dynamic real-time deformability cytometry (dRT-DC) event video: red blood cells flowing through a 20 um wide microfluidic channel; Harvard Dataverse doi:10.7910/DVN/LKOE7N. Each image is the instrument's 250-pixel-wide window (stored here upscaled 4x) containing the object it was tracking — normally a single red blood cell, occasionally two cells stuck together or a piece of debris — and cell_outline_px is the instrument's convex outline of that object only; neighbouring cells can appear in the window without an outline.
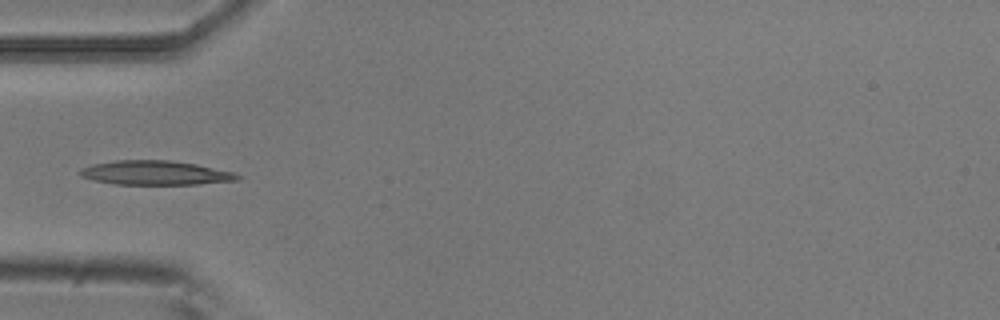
{"species": "common noctule bat (a hibernating species)", "species_latin": "Nyctalus noctula", "temperature_condition": "room temperature", "stored_images_in_passage": 6, "camera_frame_rate_fps": 3000, "um_per_image_px": 0.085, "animal": {"sex": "male", "body_mass_g": 20.5, "forearm_length_mm": 52.5}, "frame": {"image": 1, "passage_image": 4, "time_ms": 1.0, "image_size_px": [1000, 320], "cell_outline_px": [[240, 176], [236, 180], [196, 184], [112, 184], [80, 176], [76, 172], [80, 168], [92, 164], [116, 160], [172, 160], [196, 164], [236, 172]], "centroid_in_image_um": [13.16, 14.68], "position_along_channel_um": 71.8, "area_um2": 22.25}}
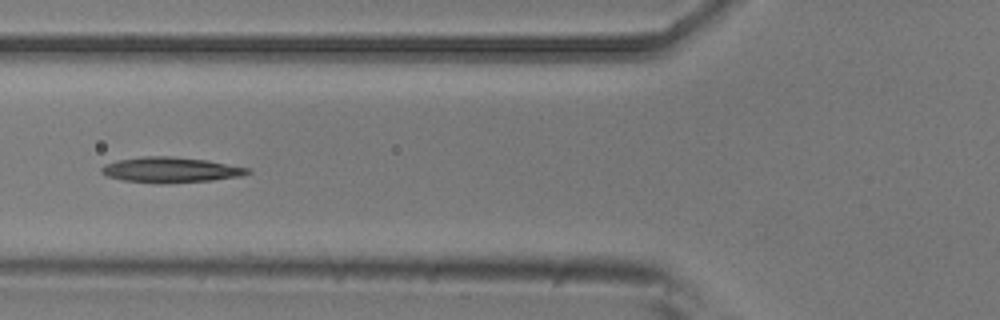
{"frame": {"image": 2, "passage_image": 5, "time_ms": 1.333, "image_size_px": [1000, 320], "cell_outline_px": [[252, 172], [240, 176], [212, 180], [160, 184], [124, 180], [108, 176], [100, 172], [100, 168], [104, 164], [116, 160], [144, 156], [172, 156], [208, 160], [248, 168]], "centroid_in_image_um": [14.47, 14.43], "position_along_channel_um": 111.3, "area_um2": 21.68}}
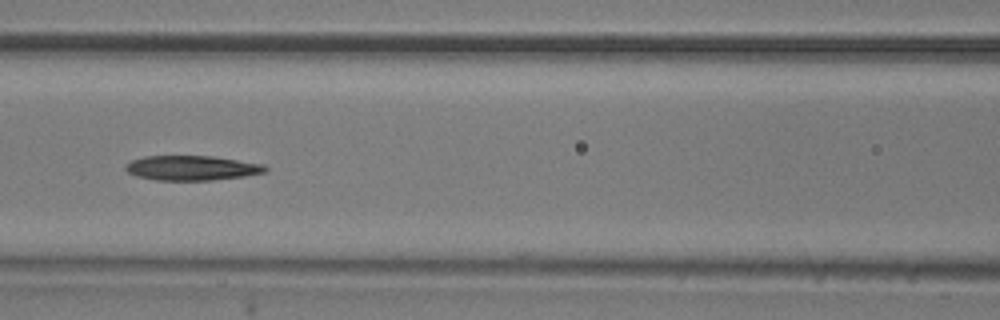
{"frame": {"image": 3, "passage_image": 6, "time_ms": 1.667, "image_size_px": [1000, 320], "cell_outline_px": [[268, 168], [264, 172], [244, 176], [212, 180], [156, 180], [136, 176], [128, 172], [124, 168], [132, 160], [144, 156], [212, 156], [264, 164]], "centroid_in_image_um": [16.3, 14.27], "position_along_channel_um": 150.3, "area_um2": 20.0}}